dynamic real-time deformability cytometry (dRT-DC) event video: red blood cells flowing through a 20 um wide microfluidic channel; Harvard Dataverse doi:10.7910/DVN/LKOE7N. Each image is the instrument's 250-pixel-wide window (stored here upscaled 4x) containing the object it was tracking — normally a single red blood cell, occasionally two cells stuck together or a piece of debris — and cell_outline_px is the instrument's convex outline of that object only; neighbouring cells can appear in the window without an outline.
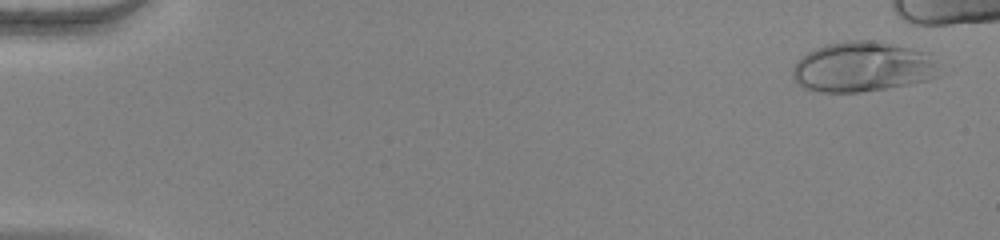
{"species": "human", "species_latin": "Homo sapiens", "temperature_condition": "warm", "stored_images_in_passage": 47, "camera_frame_rate_fps": 3000, "um_per_image_px": 0.085, "donor": {"sex": "female"}, "frame": {"image": 1, "passage_image": 2, "time_ms": 0.333, "image_size_px": [1000, 240], "cell_outline_px": [[940, 76], [928, 80], [888, 88], [860, 92], [820, 92], [804, 88], [792, 76], [792, 68], [808, 52], [824, 44], [844, 40], [872, 40], [912, 48], [928, 52], [940, 72]], "centroid_in_image_um": [73.33, 5.68], "position_along_channel_um": 11.7, "area_um2": 42.83}}
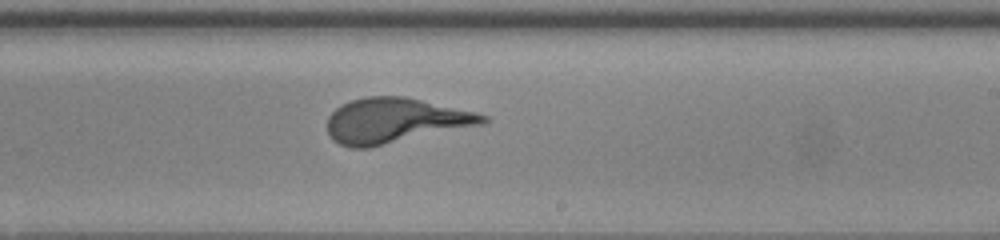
{"frame": {"image": 2, "passage_image": 33, "time_ms": 10.667, "image_size_px": [1000, 240], "cell_outline_px": [[488, 120], [484, 124], [372, 148], [352, 148], [340, 144], [332, 140], [328, 132], [328, 116], [340, 104], [364, 96], [404, 96], [476, 112], [488, 116]], "centroid_in_image_um": [33.57, 10.26], "position_along_channel_um": 255.4, "area_um2": 41.15}}
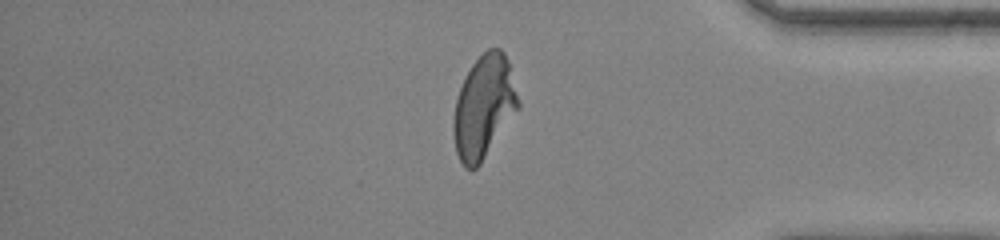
{"frame": {"image": 3, "passage_image": 45, "time_ms": 14.667, "image_size_px": [1000, 240], "cell_outline_px": [[520, 108], [480, 164], [476, 168], [464, 168], [456, 152], [452, 132], [452, 120], [456, 100], [464, 76], [472, 64], [488, 48], [500, 48], [504, 52], [508, 60], [520, 104]], "centroid_in_image_um": [41.12, 9.09], "position_along_channel_um": 394.1, "area_um2": 38.9}}